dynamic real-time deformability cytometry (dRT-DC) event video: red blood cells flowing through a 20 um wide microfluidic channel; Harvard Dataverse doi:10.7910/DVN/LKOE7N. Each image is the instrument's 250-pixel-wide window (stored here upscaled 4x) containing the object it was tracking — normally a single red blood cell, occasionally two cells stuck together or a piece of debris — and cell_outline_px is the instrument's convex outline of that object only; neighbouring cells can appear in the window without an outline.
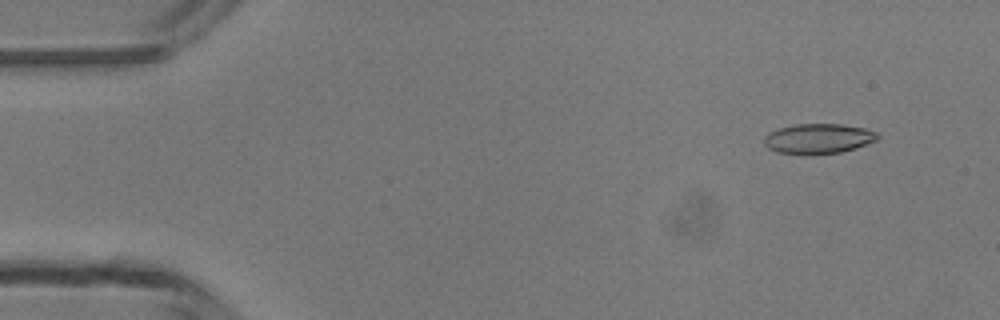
{"species": "common noctule bat (a hibernating species)", "species_latin": "Nyctalus noctula", "temperature_condition": "room temperature", "stored_images_in_passage": 4, "camera_frame_rate_fps": 3000, "um_per_image_px": 0.085, "animal": {"sex": "male", "body_mass_g": 13.3}, "frame": {"image": 1, "passage_image": 1, "time_ms": 0.0, "image_size_px": [1000, 320], "cell_outline_px": [[880, 136], [876, 140], [868, 144], [856, 148], [840, 152], [776, 152], [768, 148], [764, 144], [764, 136], [768, 132], [780, 128], [796, 124], [840, 124], [864, 128], [876, 132]], "centroid_in_image_um": [69.57, 11.75], "position_along_channel_um": 15.4, "area_um2": 19.25}}
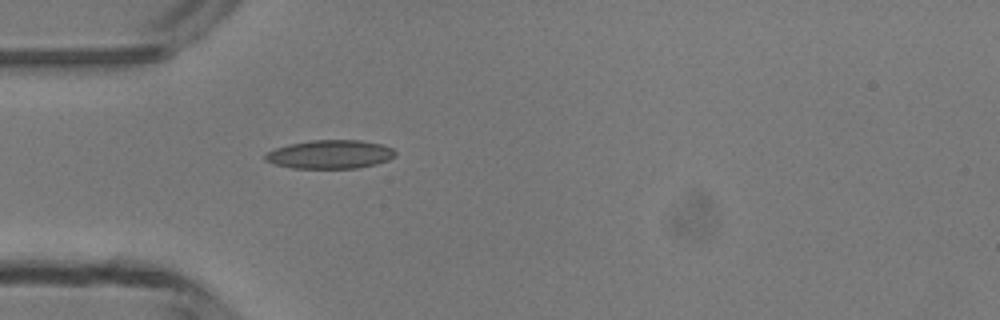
{"frame": {"image": 2, "passage_image": 4, "time_ms": 3.333, "image_size_px": [1000, 320], "cell_outline_px": [[396, 156], [388, 160], [376, 164], [356, 168], [292, 168], [276, 164], [264, 160], [264, 156], [268, 152], [276, 148], [288, 144], [312, 140], [360, 140], [380, 144], [392, 148], [396, 152]], "centroid_in_image_um": [28.07, 13.12], "position_along_channel_um": 56.9, "area_um2": 21.62}}